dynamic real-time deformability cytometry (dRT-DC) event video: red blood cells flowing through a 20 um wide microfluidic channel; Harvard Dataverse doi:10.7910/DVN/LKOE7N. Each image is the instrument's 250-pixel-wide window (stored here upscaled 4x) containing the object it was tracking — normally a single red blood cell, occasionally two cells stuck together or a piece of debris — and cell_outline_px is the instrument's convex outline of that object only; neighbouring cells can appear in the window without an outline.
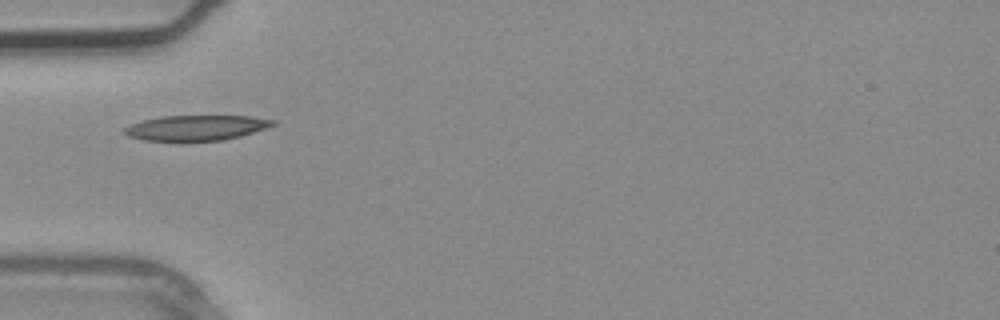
{"species": "common noctule bat (a hibernating species)", "species_latin": "Nyctalus noctula", "temperature_condition": "warm", "stored_images_in_passage": 1, "camera_frame_rate_fps": 3000, "um_per_image_px": 0.085, "animal": {"sex": "male", "body_mass_g": 20.4}, "frame": {"image": 1, "passage_image": 1, "time_ms": 0.0, "image_size_px": [1000, 320], "cell_outline_px": [[276, 124], [268, 128], [240, 136], [224, 140], [144, 140], [128, 136], [120, 132], [124, 128], [132, 124], [144, 120], [160, 116], [252, 116], [276, 120]], "centroid_in_image_um": [16.7, 10.85], "position_along_channel_um": 68.3, "area_um2": 21.73}}